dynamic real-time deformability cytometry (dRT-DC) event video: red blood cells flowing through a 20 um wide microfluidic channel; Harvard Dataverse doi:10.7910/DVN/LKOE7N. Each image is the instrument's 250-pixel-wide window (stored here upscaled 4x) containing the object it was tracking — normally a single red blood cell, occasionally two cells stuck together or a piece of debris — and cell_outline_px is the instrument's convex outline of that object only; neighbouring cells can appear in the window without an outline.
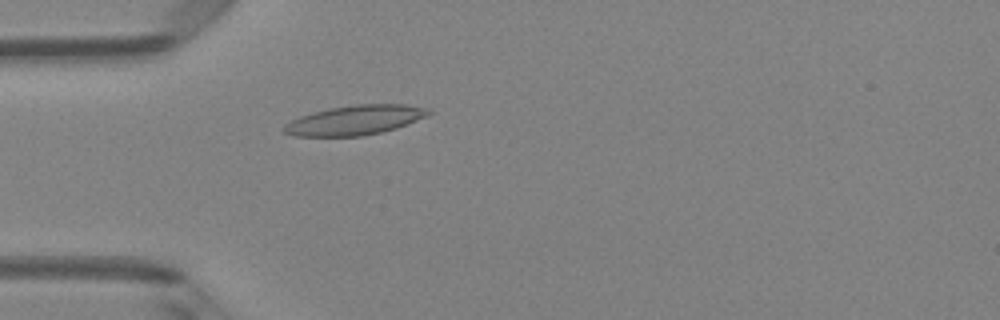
{"species": "Egyptian fruit bat (a non-hibernating species)", "species_latin": "Rousettus aegyptiacus", "temperature_condition": "room temperature", "stored_images_in_passage": 1, "camera_frame_rate_fps": 3000, "um_per_image_px": 0.085, "animal": {"sex": "female"}, "frame": {"image": 1, "passage_image": 1, "time_ms": 0.0, "image_size_px": [1000, 320], "cell_outline_px": [[432, 112], [428, 116], [408, 124], [396, 128], [380, 132], [360, 136], [292, 136], [284, 132], [280, 128], [284, 124], [300, 116], [312, 112], [328, 108], [356, 104], [404, 104], [432, 108]], "centroid_in_image_um": [30.18, 10.2], "position_along_channel_um": 54.8, "area_um2": 25.2}}